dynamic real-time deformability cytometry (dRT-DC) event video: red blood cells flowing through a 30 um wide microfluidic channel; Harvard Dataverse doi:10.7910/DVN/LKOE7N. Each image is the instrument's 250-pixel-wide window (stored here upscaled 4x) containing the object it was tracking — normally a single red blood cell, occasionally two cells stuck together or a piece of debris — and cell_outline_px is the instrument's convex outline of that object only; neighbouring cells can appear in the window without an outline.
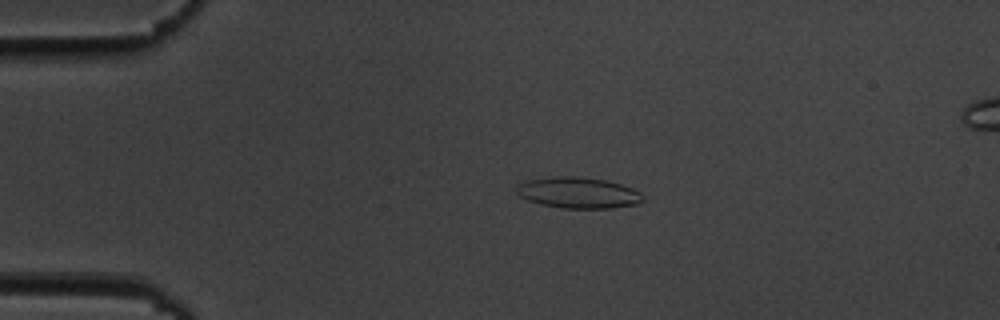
{"species": "common noctule bat (a hibernating species)", "species_latin": "Nyctalus noctula", "temperature_condition": "cold", "stored_images_in_passage": 55, "camera_frame_rate_fps": 3000, "um_per_image_px": 0.085, "animal": {"sex": "male", "body_mass_g": 19.5, "forearm_length_mm": 54.6}, "frame": {"image": 1, "passage_image": 12, "time_ms": 3.667, "image_size_px": [1000, 320], "cell_outline_px": [[644, 200], [636, 204], [612, 208], [564, 208], [540, 204], [528, 200], [520, 196], [516, 192], [516, 188], [524, 180], [556, 176], [572, 176], [604, 180], [620, 184], [632, 188], [640, 192], [644, 196]], "centroid_in_image_um": [49.14, 16.38], "position_along_channel_um": 35.9, "area_um2": 22.77}}
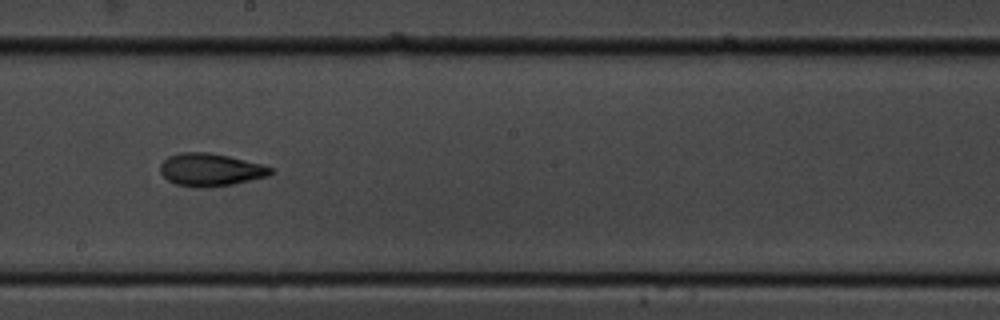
{"frame": {"image": 2, "passage_image": 31, "time_ms": 10.0, "image_size_px": [1000, 320], "cell_outline_px": [[272, 172], [268, 176], [232, 184], [204, 188], [200, 188], [176, 184], [168, 180], [160, 172], [160, 164], [168, 156], [180, 152], [208, 152], [228, 156], [260, 164], [272, 168]], "centroid_in_image_um": [17.85, 14.43], "position_along_channel_um": 230.4, "area_um2": 20.87}}
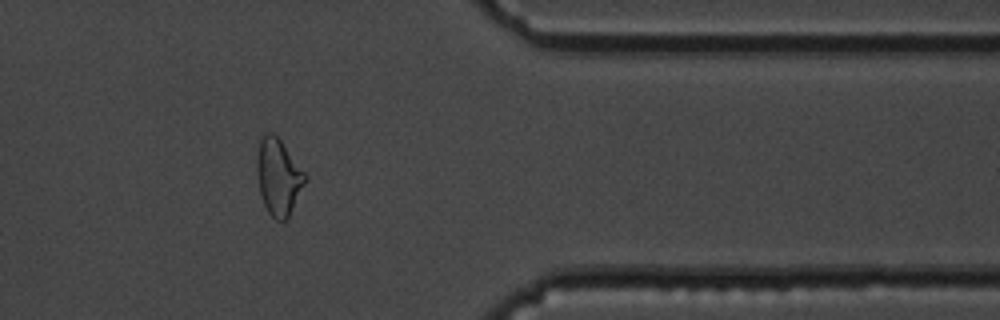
{"frame": {"image": 3, "passage_image": 45, "time_ms": 14.667, "image_size_px": [1000, 320], "cell_outline_px": [[308, 180], [288, 220], [276, 220], [268, 212], [264, 204], [260, 192], [256, 172], [256, 160], [260, 140], [264, 132], [272, 132], [280, 140], [308, 176]], "centroid_in_image_um": [23.69, 15.06], "position_along_channel_um": 387.7, "area_um2": 21.73}, "authors_computed_cell_mechanics": {"area_um2": 21.675, "velocity_mm_per_s": 3.6955, "shape_relaxation_time_tau1_ms": 7.4375, "shape_relaxation_time_tau2_ms": 2.2657, "deformation_change_tau1": 0.18, "deformation_change_tau2": 0.0888}}